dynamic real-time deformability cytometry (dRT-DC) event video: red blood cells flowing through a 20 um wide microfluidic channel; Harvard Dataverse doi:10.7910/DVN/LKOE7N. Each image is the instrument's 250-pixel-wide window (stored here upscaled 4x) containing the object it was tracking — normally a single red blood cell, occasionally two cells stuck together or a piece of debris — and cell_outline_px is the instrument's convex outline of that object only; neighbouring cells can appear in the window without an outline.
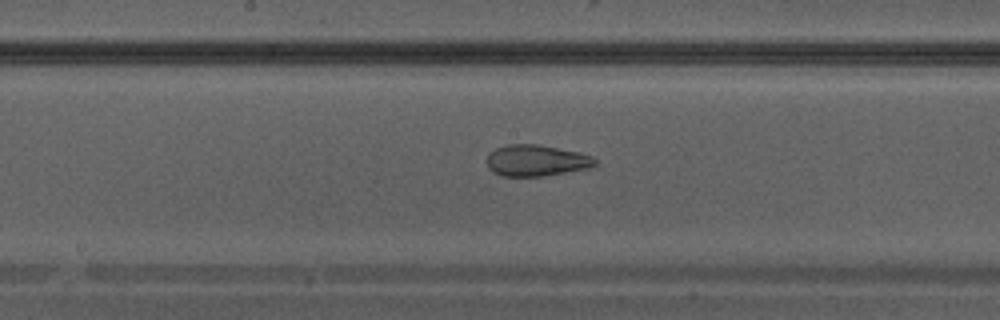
{"species": "Egyptian fruit bat (a non-hibernating species)", "species_latin": "Rousettus aegyptiacus", "temperature_condition": "warm", "stored_images_in_passage": 25, "camera_frame_rate_fps": 3000, "um_per_image_px": 0.085, "animal": {"sex": "male"}, "frame": {"image": 1, "passage_image": 11, "time_ms": 3.333, "image_size_px": [1000, 320], "cell_outline_px": [[596, 164], [588, 168], [544, 176], [500, 176], [492, 172], [488, 168], [488, 152], [496, 148], [508, 144], [536, 144], [580, 152], [592, 156], [596, 160]], "centroid_in_image_um": [45.56, 13.64], "position_along_channel_um": 202.6, "area_um2": 19.77}}
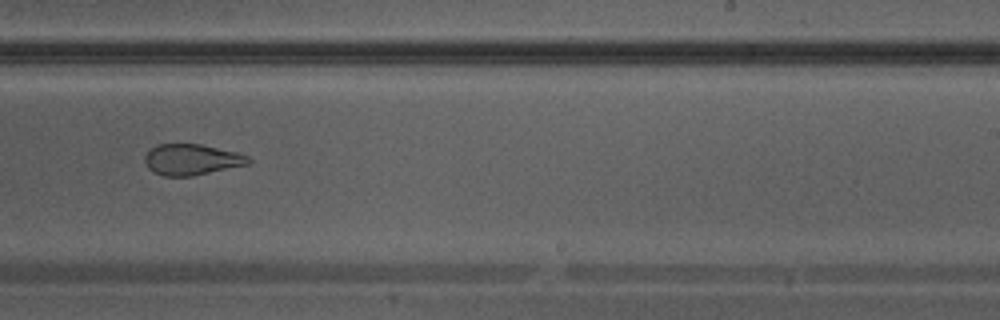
{"frame": {"image": 2, "passage_image": 15, "time_ms": 4.667, "image_size_px": [1000, 320], "cell_outline_px": [[252, 160], [248, 164], [192, 176], [164, 176], [152, 172], [148, 168], [144, 160], [144, 156], [156, 144], [200, 144], [236, 152], [248, 156]], "centroid_in_image_um": [16.26, 13.56], "position_along_channel_um": 272.7, "area_um2": 18.61}}